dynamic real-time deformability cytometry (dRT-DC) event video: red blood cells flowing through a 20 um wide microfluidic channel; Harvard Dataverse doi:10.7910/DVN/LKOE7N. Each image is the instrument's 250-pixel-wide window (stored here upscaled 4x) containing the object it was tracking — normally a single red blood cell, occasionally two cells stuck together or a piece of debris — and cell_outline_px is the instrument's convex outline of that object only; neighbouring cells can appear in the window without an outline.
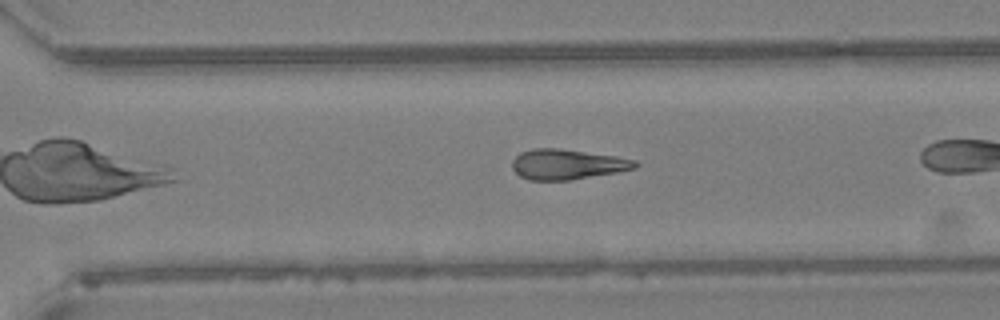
{"species": "Egyptian fruit bat (a non-hibernating species)", "species_latin": "Rousettus aegyptiacus", "temperature_condition": "warm", "stored_images_in_passage": 25, "camera_frame_rate_fps": 3000, "um_per_image_px": 0.085, "animal": {"sex": "female"}, "frame": {"image": 1, "passage_image": 21, "time_ms": 6.667, "image_size_px": [1000, 320], "cell_outline_px": [[640, 164], [636, 168], [616, 172], [572, 180], [528, 180], [520, 176], [512, 168], [512, 160], [520, 152], [532, 148], [560, 148], [616, 156], [636, 160]], "centroid_in_image_um": [48.21, 13.96], "position_along_channel_um": 322.4, "area_um2": 21.79}}